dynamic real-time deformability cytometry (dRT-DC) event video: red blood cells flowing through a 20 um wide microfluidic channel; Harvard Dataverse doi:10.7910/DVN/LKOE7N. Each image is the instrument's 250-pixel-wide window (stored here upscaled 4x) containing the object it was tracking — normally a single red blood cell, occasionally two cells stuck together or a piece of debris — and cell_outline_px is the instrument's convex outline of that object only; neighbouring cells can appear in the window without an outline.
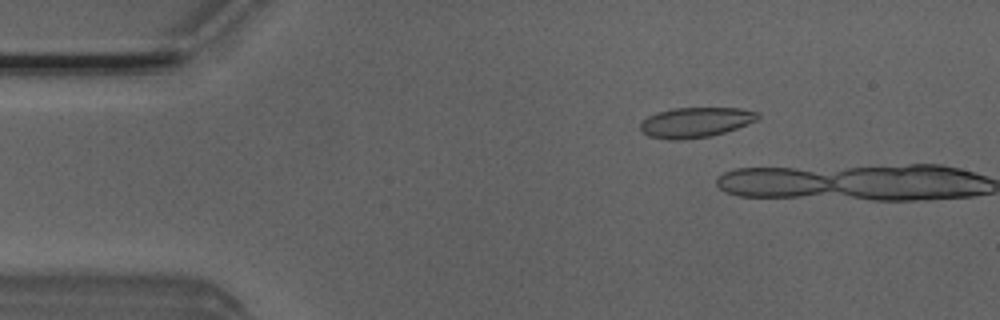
{"species": "Egyptian fruit bat (a non-hibernating species)", "species_latin": "Rousettus aegyptiacus", "temperature_condition": "room temperature", "stored_images_in_passage": 9, "camera_frame_rate_fps": 3000, "um_per_image_px": 0.085, "animal": {"sex": "male"}, "frame": {"image": 1, "passage_image": 8, "time_ms": 2.333, "image_size_px": [1000, 320], "cell_outline_px": [[760, 116], [756, 120], [736, 128], [724, 132], [708, 136], [684, 140], [668, 140], [648, 136], [640, 132], [640, 124], [648, 116], [656, 112], [672, 108], [740, 108], [760, 112]], "centroid_in_image_um": [59.08, 10.4], "position_along_channel_um": 25.9, "area_um2": 20.69}}